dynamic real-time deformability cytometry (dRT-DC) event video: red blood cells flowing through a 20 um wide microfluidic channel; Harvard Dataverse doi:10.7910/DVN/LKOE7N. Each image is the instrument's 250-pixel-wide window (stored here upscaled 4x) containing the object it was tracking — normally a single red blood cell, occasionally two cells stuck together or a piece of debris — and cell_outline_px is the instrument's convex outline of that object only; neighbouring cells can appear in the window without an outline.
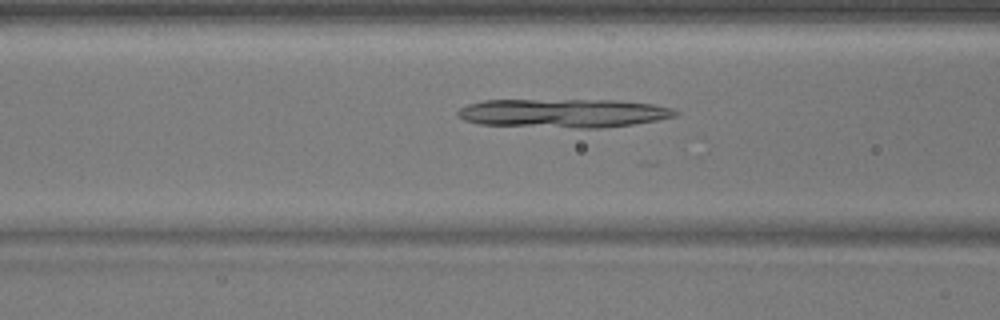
{"species": "common noctule bat (a hibernating species)", "species_latin": "Nyctalus noctula", "temperature_condition": "warm", "stored_images_in_passage": 46, "camera_frame_rate_fps": 3000, "um_per_image_px": 0.085, "animal": {"sex": "male", "body_mass_g": 17.9}, "frame": {"image": 1, "passage_image": 16, "time_ms": 5.0, "image_size_px": [1000, 320], "cell_outline_px": [[676, 116], [656, 120], [632, 124], [600, 128], [576, 128], [480, 124], [464, 120], [456, 116], [456, 112], [460, 108], [468, 104], [484, 100], [616, 100], [652, 104], [672, 108], [676, 112]], "centroid_in_image_um": [47.84, 9.61], "position_along_channel_um": 118.8, "area_um2": 36.36}}
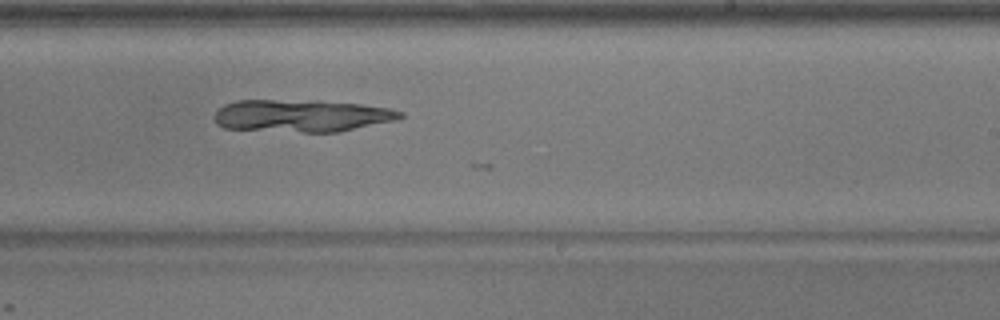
{"frame": {"image": 2, "passage_image": 27, "time_ms": 8.667, "image_size_px": [1000, 320], "cell_outline_px": [[404, 116], [392, 120], [340, 132], [304, 132], [224, 128], [216, 124], [212, 120], [212, 116], [224, 104], [236, 100], [320, 100], [360, 104], [392, 108], [404, 112]], "centroid_in_image_um": [25.6, 9.82], "position_along_channel_um": 263.4, "area_um2": 35.26}}
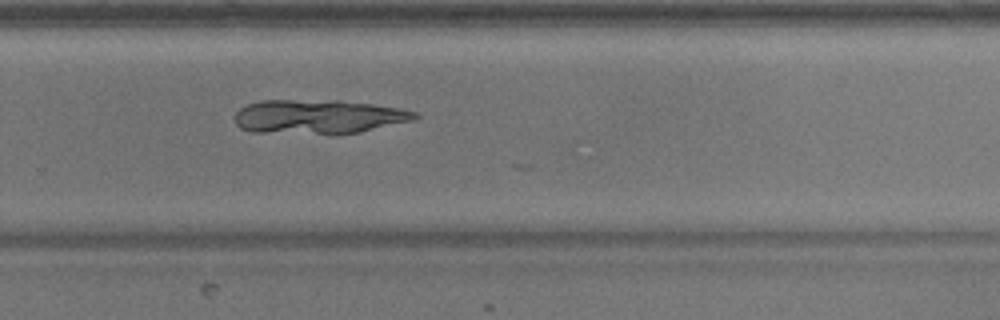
{"frame": {"image": 3, "passage_image": 30, "time_ms": 9.667, "image_size_px": [1000, 320], "cell_outline_px": [[420, 116], [412, 120], [360, 132], [252, 132], [240, 128], [236, 124], [236, 112], [240, 108], [248, 104], [260, 100], [336, 100], [372, 104], [404, 108], [416, 112]], "centroid_in_image_um": [27.07, 9.88], "position_along_channel_um": 302.7, "area_um2": 35.14}}